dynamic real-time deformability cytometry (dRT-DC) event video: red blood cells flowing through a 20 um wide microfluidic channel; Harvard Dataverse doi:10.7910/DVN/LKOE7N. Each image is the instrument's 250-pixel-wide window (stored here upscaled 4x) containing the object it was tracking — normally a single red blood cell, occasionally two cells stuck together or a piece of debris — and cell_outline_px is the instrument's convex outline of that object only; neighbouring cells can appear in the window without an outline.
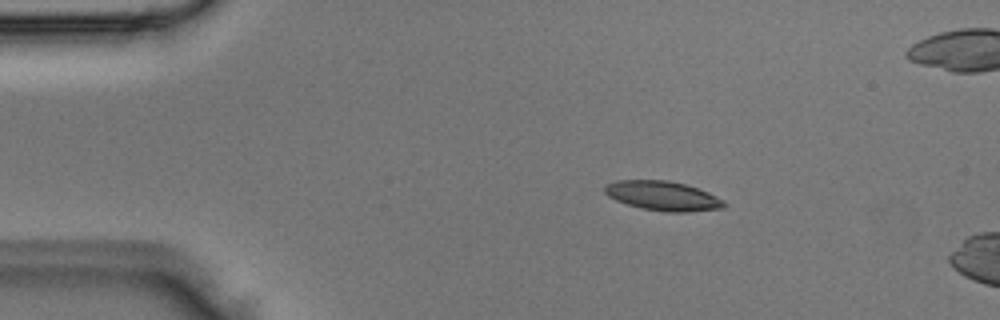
{"species": "Egyptian fruit bat (a non-hibernating species)", "species_latin": "Rousettus aegyptiacus", "temperature_condition": "room temperature", "stored_images_in_passage": 2, "camera_frame_rate_fps": 3000, "um_per_image_px": 0.085, "animal": {"sex": "male"}, "frame": {"image": 1, "passage_image": 1, "time_ms": 0.0, "image_size_px": [1000, 320], "cell_outline_px": [[724, 208], [688, 212], [668, 212], [640, 208], [616, 200], [608, 196], [604, 192], [604, 184], [616, 180], [668, 180], [684, 184], [708, 192], [724, 200]], "centroid_in_image_um": [56.31, 16.64], "position_along_channel_um": 28.7, "area_um2": 20.46}}